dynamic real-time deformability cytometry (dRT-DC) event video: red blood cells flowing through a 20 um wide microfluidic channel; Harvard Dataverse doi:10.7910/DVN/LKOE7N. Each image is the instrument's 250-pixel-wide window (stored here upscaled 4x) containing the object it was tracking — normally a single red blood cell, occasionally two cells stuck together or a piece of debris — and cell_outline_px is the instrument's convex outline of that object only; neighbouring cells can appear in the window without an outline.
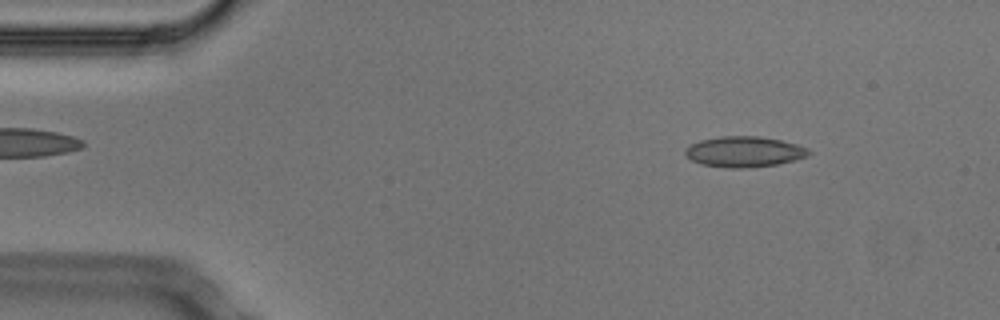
{"species": "Egyptian fruit bat (a non-hibernating species)", "species_latin": "Rousettus aegyptiacus", "temperature_condition": "cold", "stored_images_in_passage": 47, "camera_frame_rate_fps": 3000, "um_per_image_px": 0.085, "animal": {"sex": "male"}, "frame": {"image": 1, "passage_image": 1, "time_ms": 0.0, "image_size_px": [1000, 320], "cell_outline_px": [[812, 152], [808, 156], [796, 160], [780, 164], [748, 168], [728, 168], [700, 164], [692, 160], [684, 152], [684, 148], [688, 144], [700, 140], [724, 136], [760, 136], [780, 140], [796, 144], [808, 148]], "centroid_in_image_um": [63.27, 12.9], "position_along_channel_um": 21.7, "area_um2": 22.31}}
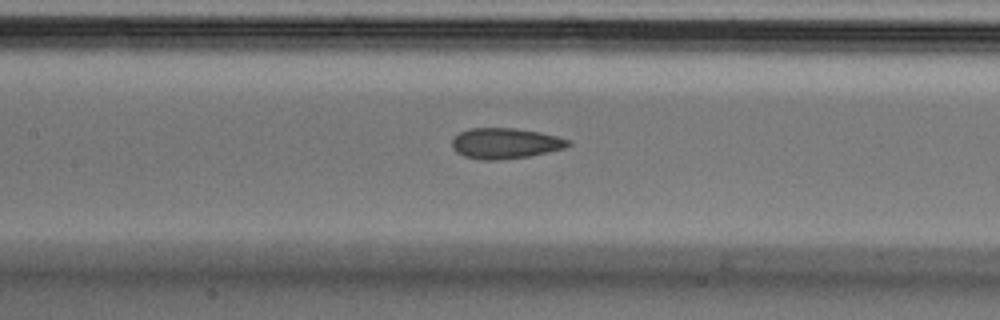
{"frame": {"image": 2, "passage_image": 18, "time_ms": 5.667, "image_size_px": [1000, 320], "cell_outline_px": [[572, 144], [564, 148], [548, 152], [528, 156], [500, 160], [480, 160], [464, 156], [456, 152], [452, 148], [452, 136], [468, 128], [516, 128], [540, 132], [572, 140]], "centroid_in_image_um": [42.93, 12.18], "position_along_channel_um": 164.5, "area_um2": 20.98}}
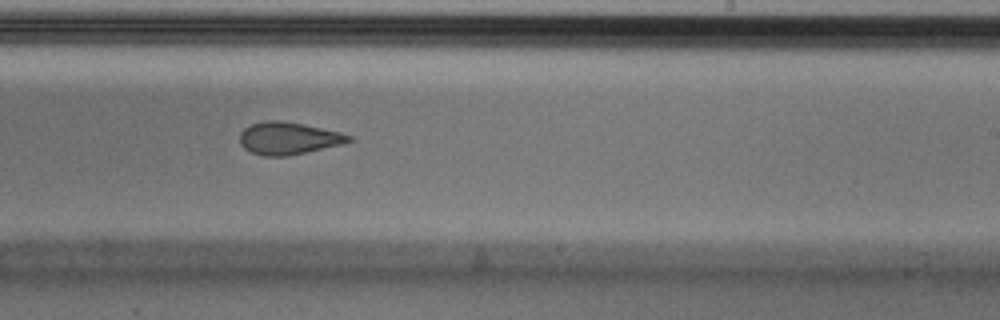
{"frame": {"image": 3, "passage_image": 26, "time_ms": 8.333, "image_size_px": [1000, 320], "cell_outline_px": [[352, 140], [344, 144], [288, 156], [264, 156], [252, 152], [244, 148], [240, 144], [240, 132], [244, 128], [252, 124], [268, 120], [280, 120], [340, 132], [352, 136]], "centroid_in_image_um": [24.51, 11.76], "position_along_channel_um": 264.5, "area_um2": 20.4}, "authors_computed_cell_mechanics": {"area_um2": 21.6172, "velocity_mm_per_s": 3.7591, "shape_relaxation_time_tau1_ms": 7.9398, "shape_relaxation_time_tau2_ms": 3.4516, "deformation_change_tau1": 0.135, "deformation_change_tau2": 0.1035}}